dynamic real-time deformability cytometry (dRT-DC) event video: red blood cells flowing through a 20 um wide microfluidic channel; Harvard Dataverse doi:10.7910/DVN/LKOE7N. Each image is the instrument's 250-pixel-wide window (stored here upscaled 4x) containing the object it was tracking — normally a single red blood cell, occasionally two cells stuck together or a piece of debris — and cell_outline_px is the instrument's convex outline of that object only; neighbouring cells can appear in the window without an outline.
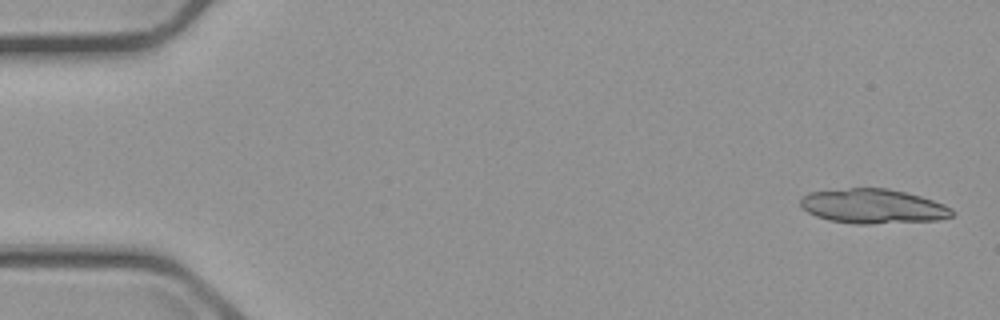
{"species": "common noctule bat (a hibernating species)", "species_latin": "Nyctalus noctula", "temperature_condition": "cold", "stored_images_in_passage": 5, "camera_frame_rate_fps": 3000, "um_per_image_px": 0.085, "animal": {"sex": "male", "body_mass_g": 23.1, "forearm_length_mm": 52.7}, "frame": {"image": 1, "passage_image": 1, "time_ms": 0.0, "image_size_px": [1000, 320], "cell_outline_px": [[956, 212], [952, 216], [936, 220], [872, 224], [856, 224], [828, 220], [816, 216], [808, 212], [800, 204], [800, 196], [808, 192], [848, 188], [888, 188], [920, 196], [944, 204], [952, 208]], "centroid_in_image_um": [74.2, 17.53], "position_along_channel_um": 10.8, "area_um2": 30.63}}
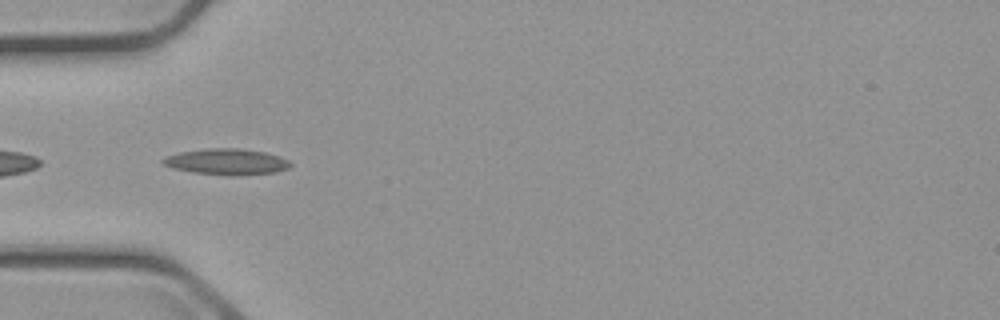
{"frame": {"image": 2, "passage_image": 5, "time_ms": 5.333, "image_size_px": [1000, 320], "cell_outline_px": [[292, 164], [288, 168], [276, 172], [232, 176], [192, 172], [172, 168], [164, 164], [160, 160], [168, 156], [180, 152], [208, 148], [240, 148], [264, 152], [280, 156], [288, 160]], "centroid_in_image_um": [19.28, 13.75], "position_along_channel_um": 65.7, "area_um2": 19.31}}